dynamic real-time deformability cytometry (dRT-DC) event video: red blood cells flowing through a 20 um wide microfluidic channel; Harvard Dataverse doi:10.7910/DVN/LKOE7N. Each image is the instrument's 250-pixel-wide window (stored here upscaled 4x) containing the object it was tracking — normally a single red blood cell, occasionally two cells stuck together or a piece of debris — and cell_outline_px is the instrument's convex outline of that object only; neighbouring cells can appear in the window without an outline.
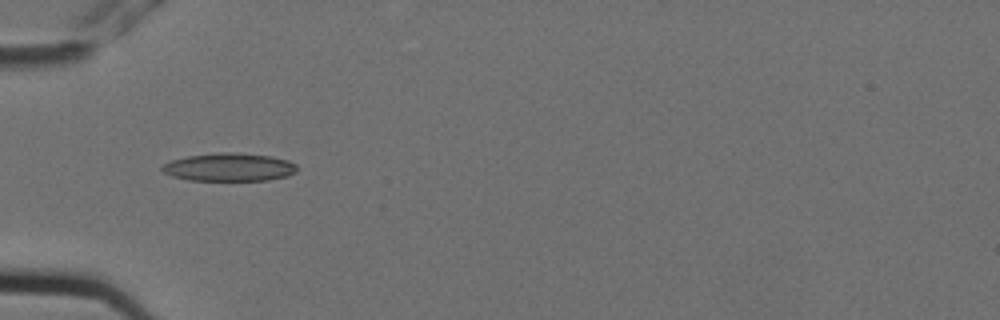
{"species": "Egyptian fruit bat (a non-hibernating species)", "species_latin": "Rousettus aegyptiacus", "temperature_condition": "cold", "stored_images_in_passage": 6, "camera_frame_rate_fps": 3000, "um_per_image_px": 0.085, "animal": {"sex": "female"}, "frame": {"image": 1, "passage_image": 5, "time_ms": 1.333, "image_size_px": [1000, 320], "cell_outline_px": [[296, 172], [288, 176], [268, 180], [188, 180], [172, 176], [164, 172], [160, 168], [164, 164], [172, 160], [188, 156], [220, 152], [232, 152], [272, 156], [288, 160], [296, 164]], "centroid_in_image_um": [19.5, 14.21], "position_along_channel_um": 65.5, "area_um2": 22.02}}
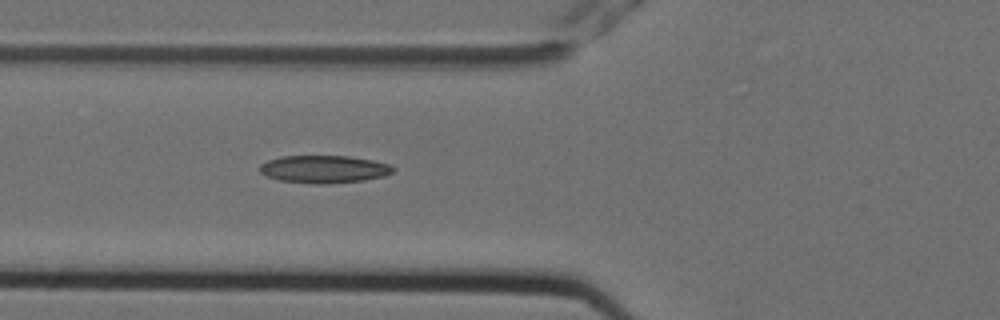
{"frame": {"image": 2, "passage_image": 6, "time_ms": 1.667, "image_size_px": [1000, 320], "cell_outline_px": [[396, 168], [392, 172], [384, 176], [364, 180], [328, 184], [312, 184], [280, 180], [268, 176], [260, 172], [260, 164], [268, 160], [280, 156], [348, 156], [372, 160], [392, 164]], "centroid_in_image_um": [27.57, 14.38], "position_along_channel_um": 98.2, "area_um2": 21.56}}